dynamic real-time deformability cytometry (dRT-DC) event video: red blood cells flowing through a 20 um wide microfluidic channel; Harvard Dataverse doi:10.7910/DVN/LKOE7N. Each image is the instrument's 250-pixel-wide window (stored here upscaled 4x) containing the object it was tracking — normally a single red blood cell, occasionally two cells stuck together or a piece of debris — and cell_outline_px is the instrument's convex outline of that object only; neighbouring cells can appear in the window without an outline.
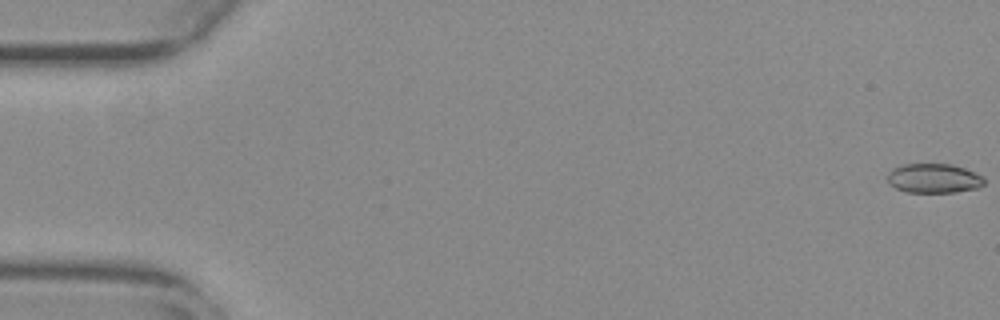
{"species": "common noctule bat (a hibernating species)", "species_latin": "Nyctalus noctula", "temperature_condition": "warm", "stored_images_in_passage": 51, "camera_frame_rate_fps": 3000, "um_per_image_px": 0.085, "animal": {"sex": "female", "body_mass_g": 29.2, "forearm_length_mm": 56.3}, "frame": {"image": 1, "passage_image": 1, "time_ms": 0.0, "image_size_px": [1000, 320], "cell_outline_px": [[984, 184], [976, 188], [956, 192], [908, 192], [896, 188], [888, 180], [888, 172], [904, 164], [952, 164], [964, 168], [984, 176]], "centroid_in_image_um": [79.41, 15.15], "position_along_channel_um": 5.6, "area_um2": 16.36}}
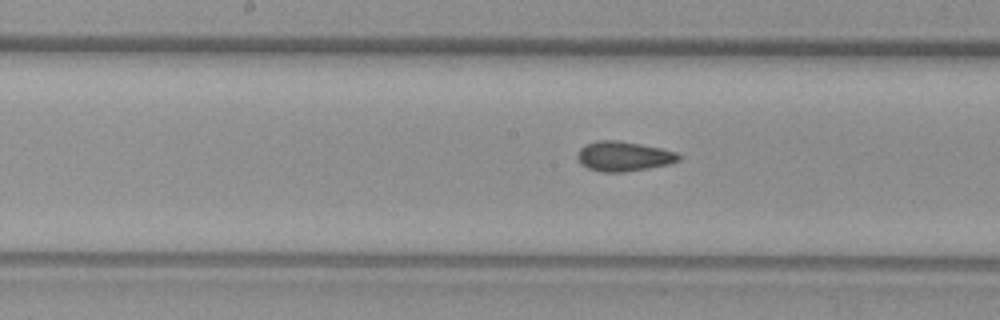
{"frame": {"image": 2, "passage_image": 29, "time_ms": 9.333, "image_size_px": [1000, 320], "cell_outline_px": [[680, 160], [668, 164], [648, 168], [624, 172], [600, 172], [588, 168], [576, 156], [580, 148], [596, 140], [616, 140], [640, 144], [660, 148], [676, 152], [680, 156]], "centroid_in_image_um": [53.01, 13.28], "position_along_channel_um": 195.2, "area_um2": 17.34}}
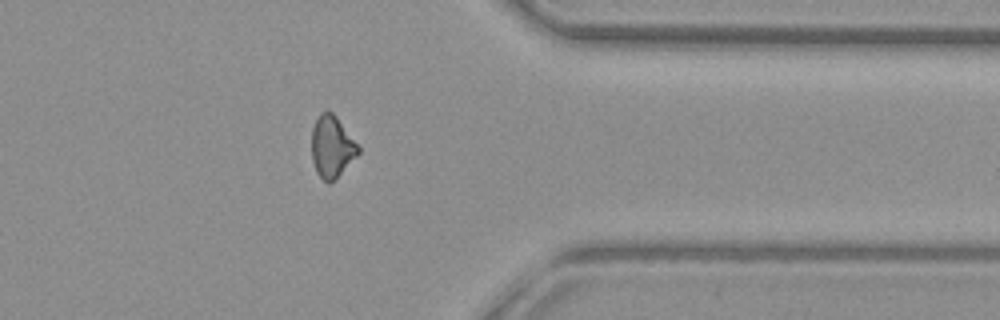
{"frame": {"image": 3, "passage_image": 45, "time_ms": 14.667, "image_size_px": [1000, 320], "cell_outline_px": [[360, 152], [336, 180], [328, 184], [316, 172], [312, 160], [312, 128], [320, 112], [332, 112], [336, 116], [360, 148]], "centroid_in_image_um": [28.21, 12.51], "position_along_channel_um": 383.2, "area_um2": 16.7}}